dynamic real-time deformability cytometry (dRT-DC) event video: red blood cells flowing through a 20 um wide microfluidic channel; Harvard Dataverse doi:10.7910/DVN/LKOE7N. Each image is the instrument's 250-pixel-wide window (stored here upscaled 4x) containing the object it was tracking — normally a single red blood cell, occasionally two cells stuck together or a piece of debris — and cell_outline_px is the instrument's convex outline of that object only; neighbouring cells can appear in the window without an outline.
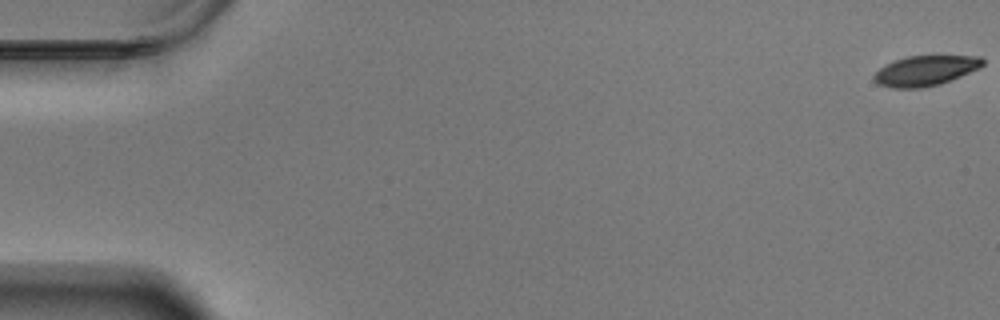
{"species": "Egyptian fruit bat (a non-hibernating species)", "species_latin": "Rousettus aegyptiacus", "temperature_condition": "warm", "stored_images_in_passage": 8, "camera_frame_rate_fps": 3000, "um_per_image_px": 0.085, "animal": {"sex": "male"}, "frame": {"image": 1, "passage_image": 1, "time_ms": 0.0, "image_size_px": [1000, 320], "cell_outline_px": [[984, 64], [980, 68], [940, 84], [920, 88], [892, 88], [880, 84], [872, 80], [872, 76], [880, 68], [896, 60], [908, 56], [980, 56], [984, 60]], "centroid_in_image_um": [78.66, 6.01], "position_along_channel_um": 6.3, "area_um2": 18.9}}